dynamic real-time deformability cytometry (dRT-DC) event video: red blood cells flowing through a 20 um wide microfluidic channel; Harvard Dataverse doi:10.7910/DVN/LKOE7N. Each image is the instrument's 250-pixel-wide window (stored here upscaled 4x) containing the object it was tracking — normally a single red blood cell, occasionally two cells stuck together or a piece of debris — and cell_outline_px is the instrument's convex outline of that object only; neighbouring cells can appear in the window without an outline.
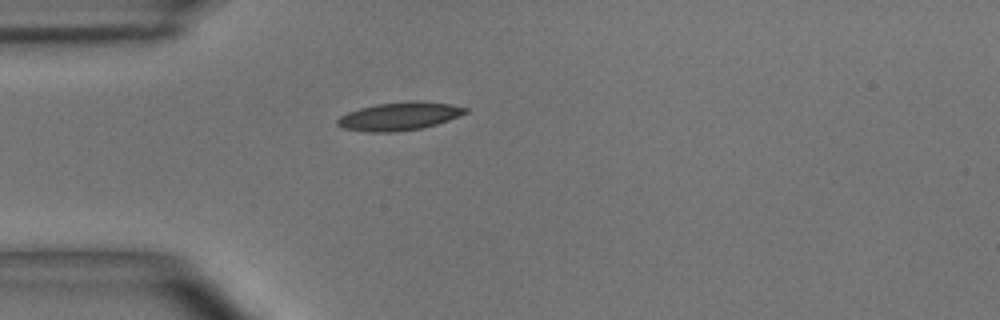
{"species": "common noctule bat (a hibernating species)", "species_latin": "Nyctalus noctula", "temperature_condition": "room temperature", "stored_images_in_passage": 19, "camera_frame_rate_fps": 3000, "um_per_image_px": 0.085, "animal": {"sex": "male", "body_mass_g": 15.6}, "frame": {"image": 1, "passage_image": 1, "time_ms": 0.0, "image_size_px": [1000, 320], "cell_outline_px": [[468, 112], [448, 120], [424, 128], [396, 132], [368, 132], [340, 128], [336, 124], [336, 120], [340, 116], [348, 112], [360, 108], [376, 104], [412, 100], [416, 100], [452, 104], [468, 108]], "centroid_in_image_um": [33.93, 9.88], "position_along_channel_um": 51.1, "area_um2": 21.21}}
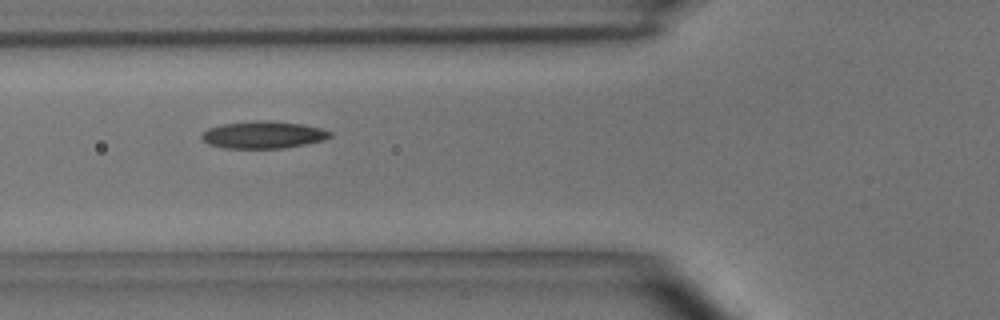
{"frame": {"image": 2, "passage_image": 6, "time_ms": 1.667, "image_size_px": [1000, 320], "cell_outline_px": [[332, 136], [324, 140], [304, 144], [280, 148], [228, 148], [208, 144], [200, 136], [208, 128], [220, 124], [256, 120], [272, 120], [304, 124], [320, 128], [332, 132]], "centroid_in_image_um": [22.38, 11.44], "position_along_channel_um": 103.4, "area_um2": 20.4}}